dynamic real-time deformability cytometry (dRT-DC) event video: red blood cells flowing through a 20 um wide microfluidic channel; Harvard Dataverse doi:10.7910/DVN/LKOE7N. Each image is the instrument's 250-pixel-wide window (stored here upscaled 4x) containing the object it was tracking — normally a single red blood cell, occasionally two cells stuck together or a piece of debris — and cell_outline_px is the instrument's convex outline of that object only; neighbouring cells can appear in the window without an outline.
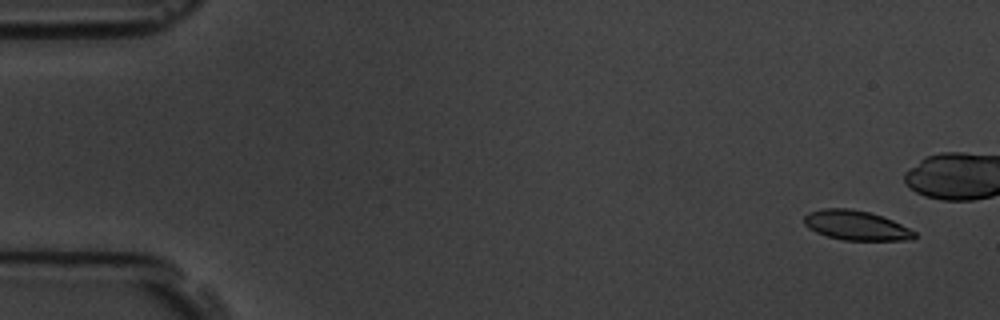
{"species": "common noctule bat (a hibernating species)", "species_latin": "Nyctalus noctula", "temperature_condition": "room temperature", "stored_images_in_passage": 7, "camera_frame_rate_fps": 3000, "um_per_image_px": 0.085, "animal": {"sex": "male", "body_mass_g": 19.5, "forearm_length_mm": 54.6}, "frame": {"image": 1, "passage_image": 2, "time_ms": 1.0, "image_size_px": [1000, 320], "cell_outline_px": [[916, 236], [912, 240], [844, 240], [828, 236], [816, 232], [808, 228], [804, 224], [804, 216], [808, 212], [824, 208], [848, 208], [868, 212], [892, 220], [916, 232]], "centroid_in_image_um": [72.74, 19.16], "position_along_channel_um": 12.3, "area_um2": 18.9}}